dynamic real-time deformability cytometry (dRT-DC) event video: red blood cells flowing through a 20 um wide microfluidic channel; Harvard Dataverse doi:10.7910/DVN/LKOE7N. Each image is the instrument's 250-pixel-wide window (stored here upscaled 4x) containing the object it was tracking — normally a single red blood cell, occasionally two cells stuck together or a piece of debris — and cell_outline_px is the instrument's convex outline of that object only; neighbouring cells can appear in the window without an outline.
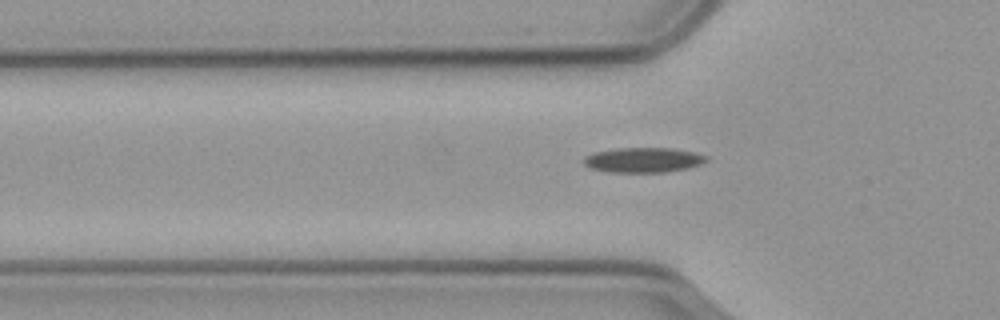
{"species": "common noctule bat (a hibernating species)", "species_latin": "Nyctalus noctula", "temperature_condition": "cold", "stored_images_in_passage": 43, "camera_frame_rate_fps": 3000, "um_per_image_px": 0.085, "animal": {"sex": "male", "body_mass_g": 23.1, "forearm_length_mm": 52.7}, "frame": {"image": 1, "passage_image": 8, "time_ms": 2.333, "image_size_px": [1000, 320], "cell_outline_px": [[708, 160], [700, 164], [688, 168], [664, 172], [608, 172], [592, 168], [584, 164], [584, 156], [592, 152], [616, 148], [676, 148], [708, 156]], "centroid_in_image_um": [54.67, 13.59], "position_along_channel_um": 71.1, "area_um2": 17.86}}
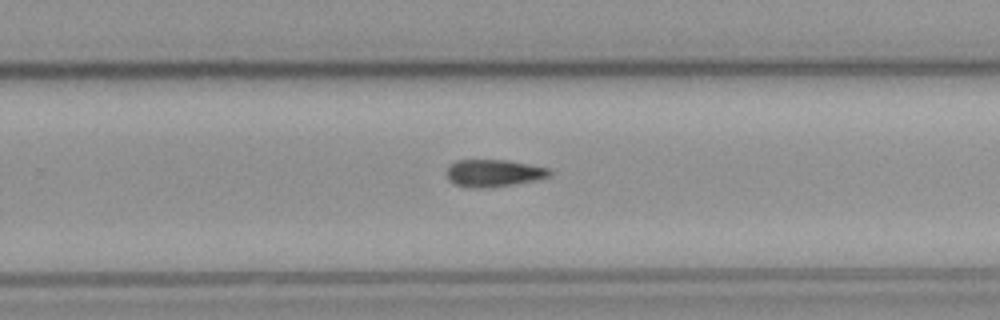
{"frame": {"image": 2, "passage_image": 26, "time_ms": 8.333, "image_size_px": [1000, 320], "cell_outline_px": [[552, 176], [536, 180], [516, 184], [488, 188], [472, 188], [456, 184], [448, 180], [448, 168], [456, 160], [508, 160], [548, 168], [552, 172]], "centroid_in_image_um": [42.01, 14.72], "position_along_channel_um": 287.8, "area_um2": 16.36}}
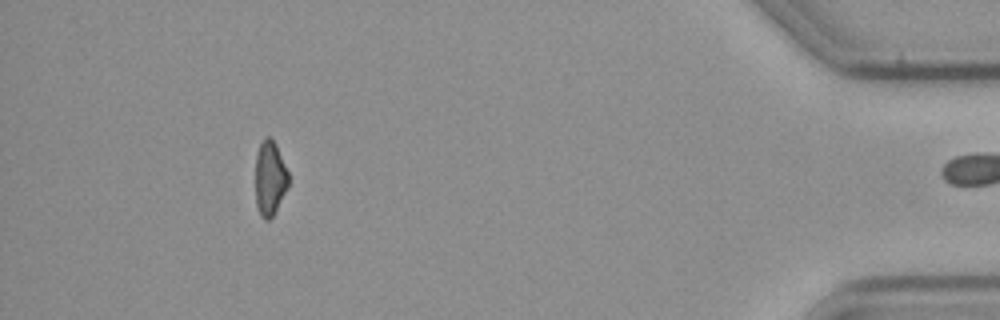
{"frame": {"image": 3, "passage_image": 42, "time_ms": 13.667, "image_size_px": [1000, 320], "cell_outline_px": [[288, 188], [272, 216], [268, 220], [264, 220], [260, 216], [256, 204], [256, 156], [260, 144], [264, 136], [268, 136], [276, 144], [288, 172]], "centroid_in_image_um": [22.94, 15.15], "position_along_channel_um": 412.3, "area_um2": 14.28}, "authors_computed_cell_mechanics": {"area_um2": 16.5886, "velocity_mm_per_s": 3.5924, "shape_relaxation_time_tau1_ms": 8.8123, "shape_relaxation_time_tau2_ms": null, "deformation_change_tau1": 0.1613, "deformation_change_tau2": null}}